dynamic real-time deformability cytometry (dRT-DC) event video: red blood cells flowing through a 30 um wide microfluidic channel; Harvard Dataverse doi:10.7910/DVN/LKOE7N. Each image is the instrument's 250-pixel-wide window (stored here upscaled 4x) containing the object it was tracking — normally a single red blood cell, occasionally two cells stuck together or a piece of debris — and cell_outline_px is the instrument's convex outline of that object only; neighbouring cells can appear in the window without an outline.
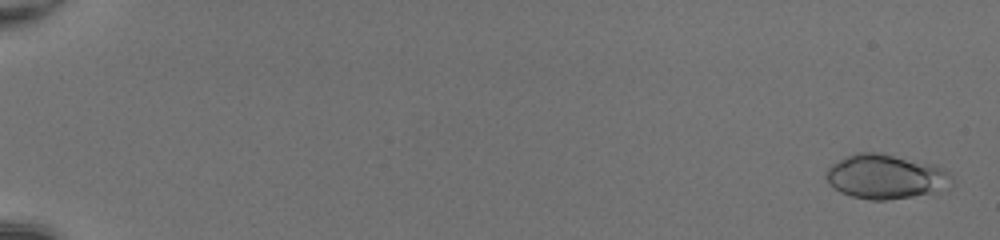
{"species": "common noctule bat (a hibernating species)", "species_latin": "Nyctalus noctula", "temperature_condition": "room temperature", "stored_images_in_passage": 52, "camera_frame_rate_fps": 3000, "um_per_image_px": 0.085, "animal": {"sex": "female", "body_mass_g": 20.0, "forearm_length_mm": 54.0}, "frame": {"image": 1, "passage_image": 2, "time_ms": 0.333, "image_size_px": [1000, 240], "cell_outline_px": [[952, 184], [932, 192], [912, 196], [884, 200], [868, 200], [852, 196], [840, 192], [828, 184], [824, 176], [828, 168], [832, 164], [844, 156], [856, 152], [880, 152], [936, 164], [944, 168], [952, 176]], "centroid_in_image_um": [75.24, 14.99], "position_along_channel_um": 9.8, "area_um2": 32.77}}
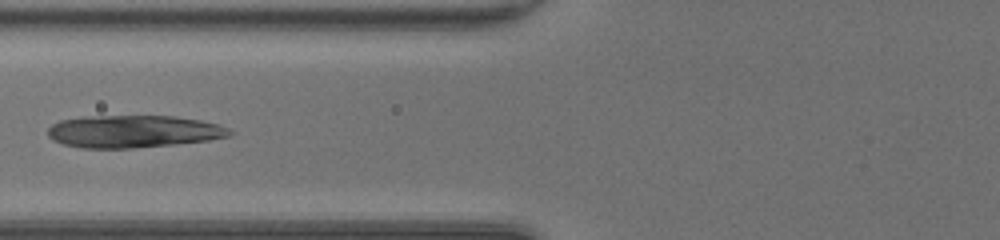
{"frame": {"image": 2, "passage_image": 24, "time_ms": 7.667, "image_size_px": [1000, 240], "cell_outline_px": [[236, 132], [228, 136], [208, 140], [172, 144], [132, 148], [80, 148], [64, 144], [52, 140], [48, 136], [48, 128], [52, 124], [60, 120], [80, 116], [172, 116], [200, 120], [216, 124], [228, 128]], "centroid_in_image_um": [11.29, 11.17], "position_along_channel_um": 114.5, "area_um2": 34.33}}
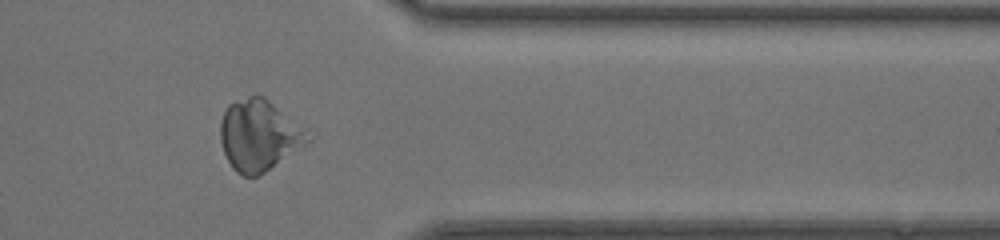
{"frame": {"image": 3, "passage_image": 44, "time_ms": 14.333, "image_size_px": [1000, 240], "cell_outline_px": [[312, 140], [264, 172], [256, 176], [244, 176], [236, 172], [232, 168], [224, 152], [220, 140], [220, 124], [224, 112], [228, 104], [236, 100], [256, 92], [264, 96]], "centroid_in_image_um": [21.92, 11.49], "position_along_channel_um": 389.5, "area_um2": 35.2}}